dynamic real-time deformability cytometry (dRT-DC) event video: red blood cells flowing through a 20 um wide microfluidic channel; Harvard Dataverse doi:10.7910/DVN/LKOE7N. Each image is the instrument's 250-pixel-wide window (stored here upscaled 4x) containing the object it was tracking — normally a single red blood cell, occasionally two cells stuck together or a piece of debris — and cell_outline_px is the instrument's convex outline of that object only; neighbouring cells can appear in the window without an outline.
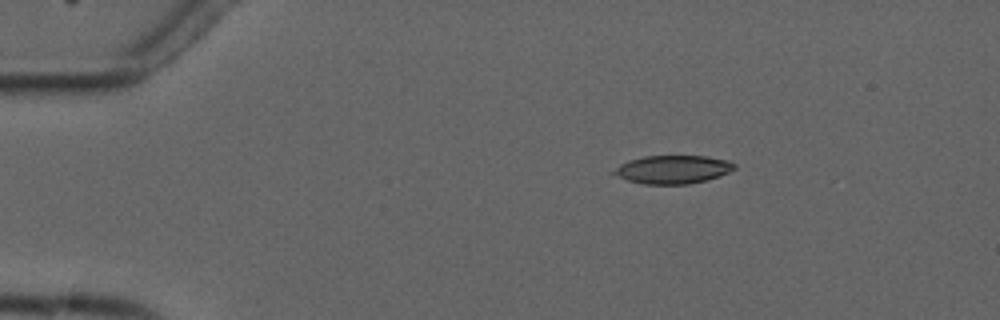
{"species": "common noctule bat (a hibernating species)", "species_latin": "Nyctalus noctula", "temperature_condition": "cold", "stored_images_in_passage": 4, "camera_frame_rate_fps": 3000, "um_per_image_px": 0.085, "animal": {"sex": "male", "forearm_length_mm": 52.5}, "frame": {"image": 1, "passage_image": 2, "time_ms": 1.333, "image_size_px": [1000, 320], "cell_outline_px": [[736, 168], [720, 176], [688, 184], [644, 184], [628, 180], [608, 172], [620, 164], [628, 160], [644, 156], [704, 156], [728, 160], [736, 164]], "centroid_in_image_um": [57.16, 14.4], "position_along_channel_um": 27.8, "area_um2": 19.88}}